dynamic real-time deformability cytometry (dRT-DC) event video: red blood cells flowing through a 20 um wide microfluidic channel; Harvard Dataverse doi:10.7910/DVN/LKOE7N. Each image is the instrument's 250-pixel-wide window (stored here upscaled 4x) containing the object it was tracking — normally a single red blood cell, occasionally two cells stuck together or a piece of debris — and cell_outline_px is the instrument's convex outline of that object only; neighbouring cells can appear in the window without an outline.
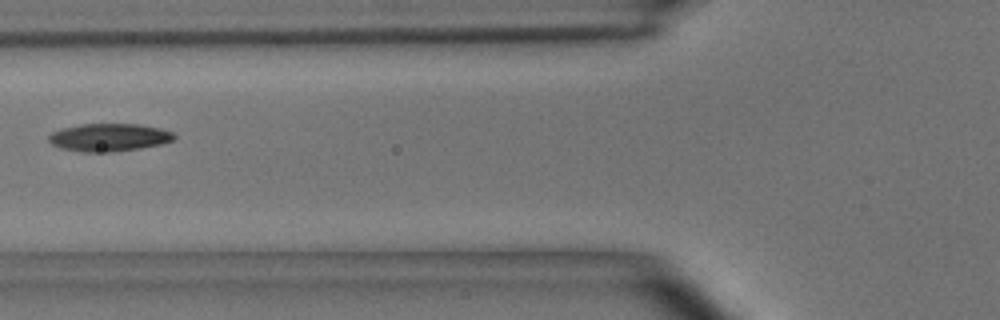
{"species": "common noctule bat (a hibernating species)", "species_latin": "Nyctalus noctula", "temperature_condition": "room temperature", "stored_images_in_passage": 6, "camera_frame_rate_fps": 3000, "um_per_image_px": 0.085, "animal": {"sex": "male", "body_mass_g": 15.6}, "frame": {"image": 1, "passage_image": 6, "time_ms": 1.667, "image_size_px": [1000, 320], "cell_outline_px": [[176, 136], [172, 140], [160, 144], [140, 148], [112, 152], [80, 152], [60, 148], [52, 144], [48, 140], [48, 136], [52, 132], [64, 128], [80, 124], [140, 124], [160, 128], [172, 132]], "centroid_in_image_um": [9.25, 11.68], "position_along_channel_um": 116.6, "area_um2": 20.29}}